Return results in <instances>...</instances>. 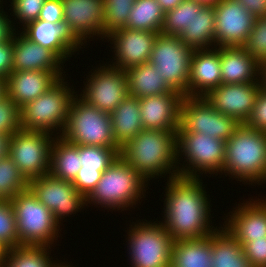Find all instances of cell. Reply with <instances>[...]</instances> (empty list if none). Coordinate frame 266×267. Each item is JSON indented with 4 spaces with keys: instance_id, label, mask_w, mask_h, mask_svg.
Segmentation results:
<instances>
[{
    "instance_id": "ba28073f",
    "label": "cell",
    "mask_w": 266,
    "mask_h": 267,
    "mask_svg": "<svg viewBox=\"0 0 266 267\" xmlns=\"http://www.w3.org/2000/svg\"><path fill=\"white\" fill-rule=\"evenodd\" d=\"M60 136L75 145L119 148L113 136L110 114L86 104L77 95L70 104Z\"/></svg>"
},
{
    "instance_id": "f5cc1de1",
    "label": "cell",
    "mask_w": 266,
    "mask_h": 267,
    "mask_svg": "<svg viewBox=\"0 0 266 267\" xmlns=\"http://www.w3.org/2000/svg\"><path fill=\"white\" fill-rule=\"evenodd\" d=\"M6 96V79L0 77V99Z\"/></svg>"
},
{
    "instance_id": "d4e9b609",
    "label": "cell",
    "mask_w": 266,
    "mask_h": 267,
    "mask_svg": "<svg viewBox=\"0 0 266 267\" xmlns=\"http://www.w3.org/2000/svg\"><path fill=\"white\" fill-rule=\"evenodd\" d=\"M21 29L27 38L53 51L64 63L81 50L66 34L64 24H54L38 19Z\"/></svg>"
},
{
    "instance_id": "bcb514c9",
    "label": "cell",
    "mask_w": 266,
    "mask_h": 267,
    "mask_svg": "<svg viewBox=\"0 0 266 267\" xmlns=\"http://www.w3.org/2000/svg\"><path fill=\"white\" fill-rule=\"evenodd\" d=\"M13 70L12 37L0 44V77L6 79Z\"/></svg>"
},
{
    "instance_id": "277c9868",
    "label": "cell",
    "mask_w": 266,
    "mask_h": 267,
    "mask_svg": "<svg viewBox=\"0 0 266 267\" xmlns=\"http://www.w3.org/2000/svg\"><path fill=\"white\" fill-rule=\"evenodd\" d=\"M148 182L137 173L120 155L102 173L101 179L86 197L88 205L120 212L137 206L145 198ZM128 207V208H127Z\"/></svg>"
},
{
    "instance_id": "ffe728a7",
    "label": "cell",
    "mask_w": 266,
    "mask_h": 267,
    "mask_svg": "<svg viewBox=\"0 0 266 267\" xmlns=\"http://www.w3.org/2000/svg\"><path fill=\"white\" fill-rule=\"evenodd\" d=\"M184 95L171 92L138 99L143 129L177 131Z\"/></svg>"
},
{
    "instance_id": "e0dca14e",
    "label": "cell",
    "mask_w": 266,
    "mask_h": 267,
    "mask_svg": "<svg viewBox=\"0 0 266 267\" xmlns=\"http://www.w3.org/2000/svg\"><path fill=\"white\" fill-rule=\"evenodd\" d=\"M215 46H244L253 29L255 18L239 2L222 0L214 5Z\"/></svg>"
},
{
    "instance_id": "4dcf8cb0",
    "label": "cell",
    "mask_w": 266,
    "mask_h": 267,
    "mask_svg": "<svg viewBox=\"0 0 266 267\" xmlns=\"http://www.w3.org/2000/svg\"><path fill=\"white\" fill-rule=\"evenodd\" d=\"M79 145L55 136L51 147L50 174L58 179L72 182L81 169Z\"/></svg>"
},
{
    "instance_id": "c3c4849f",
    "label": "cell",
    "mask_w": 266,
    "mask_h": 267,
    "mask_svg": "<svg viewBox=\"0 0 266 267\" xmlns=\"http://www.w3.org/2000/svg\"><path fill=\"white\" fill-rule=\"evenodd\" d=\"M242 4L254 18L266 16V0H234Z\"/></svg>"
},
{
    "instance_id": "f35d334b",
    "label": "cell",
    "mask_w": 266,
    "mask_h": 267,
    "mask_svg": "<svg viewBox=\"0 0 266 267\" xmlns=\"http://www.w3.org/2000/svg\"><path fill=\"white\" fill-rule=\"evenodd\" d=\"M243 47L259 63L266 60V16L255 18L253 29Z\"/></svg>"
},
{
    "instance_id": "60d3db41",
    "label": "cell",
    "mask_w": 266,
    "mask_h": 267,
    "mask_svg": "<svg viewBox=\"0 0 266 267\" xmlns=\"http://www.w3.org/2000/svg\"><path fill=\"white\" fill-rule=\"evenodd\" d=\"M11 1L12 15L14 19L20 21L17 24L22 23V28L28 23L38 20L42 6L46 0H9Z\"/></svg>"
},
{
    "instance_id": "30bf717a",
    "label": "cell",
    "mask_w": 266,
    "mask_h": 267,
    "mask_svg": "<svg viewBox=\"0 0 266 267\" xmlns=\"http://www.w3.org/2000/svg\"><path fill=\"white\" fill-rule=\"evenodd\" d=\"M194 49L188 47L179 36L159 33L155 39L149 63L156 67L166 84L184 96H188V80Z\"/></svg>"
},
{
    "instance_id": "8d00e7d4",
    "label": "cell",
    "mask_w": 266,
    "mask_h": 267,
    "mask_svg": "<svg viewBox=\"0 0 266 267\" xmlns=\"http://www.w3.org/2000/svg\"><path fill=\"white\" fill-rule=\"evenodd\" d=\"M136 0H104L105 18L103 23V40L116 29L127 26L129 13Z\"/></svg>"
},
{
    "instance_id": "7bdbcfd3",
    "label": "cell",
    "mask_w": 266,
    "mask_h": 267,
    "mask_svg": "<svg viewBox=\"0 0 266 267\" xmlns=\"http://www.w3.org/2000/svg\"><path fill=\"white\" fill-rule=\"evenodd\" d=\"M245 257L253 267H266V236L264 239H253L248 243H240Z\"/></svg>"
},
{
    "instance_id": "9a60e30c",
    "label": "cell",
    "mask_w": 266,
    "mask_h": 267,
    "mask_svg": "<svg viewBox=\"0 0 266 267\" xmlns=\"http://www.w3.org/2000/svg\"><path fill=\"white\" fill-rule=\"evenodd\" d=\"M66 34L81 49L97 36L103 39L104 0H62Z\"/></svg>"
},
{
    "instance_id": "7a4b0ae2",
    "label": "cell",
    "mask_w": 266,
    "mask_h": 267,
    "mask_svg": "<svg viewBox=\"0 0 266 267\" xmlns=\"http://www.w3.org/2000/svg\"><path fill=\"white\" fill-rule=\"evenodd\" d=\"M119 155L148 183L178 176L177 131L143 129L120 148ZM157 177V178H155Z\"/></svg>"
},
{
    "instance_id": "484cf974",
    "label": "cell",
    "mask_w": 266,
    "mask_h": 267,
    "mask_svg": "<svg viewBox=\"0 0 266 267\" xmlns=\"http://www.w3.org/2000/svg\"><path fill=\"white\" fill-rule=\"evenodd\" d=\"M110 116L113 136L119 148L143 130L139 100L136 97L127 96Z\"/></svg>"
},
{
    "instance_id": "83f0119b",
    "label": "cell",
    "mask_w": 266,
    "mask_h": 267,
    "mask_svg": "<svg viewBox=\"0 0 266 267\" xmlns=\"http://www.w3.org/2000/svg\"><path fill=\"white\" fill-rule=\"evenodd\" d=\"M179 38L194 50L216 47L214 5L193 8V20Z\"/></svg>"
},
{
    "instance_id": "f1b7e54d",
    "label": "cell",
    "mask_w": 266,
    "mask_h": 267,
    "mask_svg": "<svg viewBox=\"0 0 266 267\" xmlns=\"http://www.w3.org/2000/svg\"><path fill=\"white\" fill-rule=\"evenodd\" d=\"M128 93L138 99L171 92L172 89L151 63L146 62L125 70Z\"/></svg>"
},
{
    "instance_id": "9f6ffc18",
    "label": "cell",
    "mask_w": 266,
    "mask_h": 267,
    "mask_svg": "<svg viewBox=\"0 0 266 267\" xmlns=\"http://www.w3.org/2000/svg\"><path fill=\"white\" fill-rule=\"evenodd\" d=\"M4 249L0 246V264L3 262V257H4Z\"/></svg>"
},
{
    "instance_id": "8992f818",
    "label": "cell",
    "mask_w": 266,
    "mask_h": 267,
    "mask_svg": "<svg viewBox=\"0 0 266 267\" xmlns=\"http://www.w3.org/2000/svg\"><path fill=\"white\" fill-rule=\"evenodd\" d=\"M10 202L15 212L18 246L52 247L56 244L60 225L29 188L15 195Z\"/></svg>"
},
{
    "instance_id": "d6986e66",
    "label": "cell",
    "mask_w": 266,
    "mask_h": 267,
    "mask_svg": "<svg viewBox=\"0 0 266 267\" xmlns=\"http://www.w3.org/2000/svg\"><path fill=\"white\" fill-rule=\"evenodd\" d=\"M248 200L238 206L236 204L227 213V218H223L225 221L222 226L240 243L264 239L266 236V197Z\"/></svg>"
},
{
    "instance_id": "ee69618b",
    "label": "cell",
    "mask_w": 266,
    "mask_h": 267,
    "mask_svg": "<svg viewBox=\"0 0 266 267\" xmlns=\"http://www.w3.org/2000/svg\"><path fill=\"white\" fill-rule=\"evenodd\" d=\"M104 171L79 170L72 184L76 190L87 197L97 186Z\"/></svg>"
},
{
    "instance_id": "44dd1931",
    "label": "cell",
    "mask_w": 266,
    "mask_h": 267,
    "mask_svg": "<svg viewBox=\"0 0 266 267\" xmlns=\"http://www.w3.org/2000/svg\"><path fill=\"white\" fill-rule=\"evenodd\" d=\"M63 73L66 72L12 70L6 78V96L22 108L51 88L64 76Z\"/></svg>"
},
{
    "instance_id": "816d5d0a",
    "label": "cell",
    "mask_w": 266,
    "mask_h": 267,
    "mask_svg": "<svg viewBox=\"0 0 266 267\" xmlns=\"http://www.w3.org/2000/svg\"><path fill=\"white\" fill-rule=\"evenodd\" d=\"M260 82L261 87L266 90V60L260 63Z\"/></svg>"
},
{
    "instance_id": "4316f807",
    "label": "cell",
    "mask_w": 266,
    "mask_h": 267,
    "mask_svg": "<svg viewBox=\"0 0 266 267\" xmlns=\"http://www.w3.org/2000/svg\"><path fill=\"white\" fill-rule=\"evenodd\" d=\"M212 234L199 239L176 240L170 267H212Z\"/></svg>"
},
{
    "instance_id": "f546056e",
    "label": "cell",
    "mask_w": 266,
    "mask_h": 267,
    "mask_svg": "<svg viewBox=\"0 0 266 267\" xmlns=\"http://www.w3.org/2000/svg\"><path fill=\"white\" fill-rule=\"evenodd\" d=\"M212 233V267H253L243 247L221 224Z\"/></svg>"
},
{
    "instance_id": "603a6c76",
    "label": "cell",
    "mask_w": 266,
    "mask_h": 267,
    "mask_svg": "<svg viewBox=\"0 0 266 267\" xmlns=\"http://www.w3.org/2000/svg\"><path fill=\"white\" fill-rule=\"evenodd\" d=\"M12 42L13 70L50 72H62L64 70V62L53 51L31 41L21 31L18 30L13 33Z\"/></svg>"
},
{
    "instance_id": "3957f363",
    "label": "cell",
    "mask_w": 266,
    "mask_h": 267,
    "mask_svg": "<svg viewBox=\"0 0 266 267\" xmlns=\"http://www.w3.org/2000/svg\"><path fill=\"white\" fill-rule=\"evenodd\" d=\"M223 173L249 186L266 184V132L239 124L226 141Z\"/></svg>"
},
{
    "instance_id": "f6af8a7d",
    "label": "cell",
    "mask_w": 266,
    "mask_h": 267,
    "mask_svg": "<svg viewBox=\"0 0 266 267\" xmlns=\"http://www.w3.org/2000/svg\"><path fill=\"white\" fill-rule=\"evenodd\" d=\"M38 19L54 24H64L62 0H46Z\"/></svg>"
},
{
    "instance_id": "5bb4252c",
    "label": "cell",
    "mask_w": 266,
    "mask_h": 267,
    "mask_svg": "<svg viewBox=\"0 0 266 267\" xmlns=\"http://www.w3.org/2000/svg\"><path fill=\"white\" fill-rule=\"evenodd\" d=\"M29 189L53 213L59 225L65 217L86 209V197L76 190L72 182L55 178L50 173L30 180Z\"/></svg>"
},
{
    "instance_id": "d6a6232c",
    "label": "cell",
    "mask_w": 266,
    "mask_h": 267,
    "mask_svg": "<svg viewBox=\"0 0 266 267\" xmlns=\"http://www.w3.org/2000/svg\"><path fill=\"white\" fill-rule=\"evenodd\" d=\"M51 247L18 246L4 251L2 267H51ZM50 252V253H49Z\"/></svg>"
},
{
    "instance_id": "74e56055",
    "label": "cell",
    "mask_w": 266,
    "mask_h": 267,
    "mask_svg": "<svg viewBox=\"0 0 266 267\" xmlns=\"http://www.w3.org/2000/svg\"><path fill=\"white\" fill-rule=\"evenodd\" d=\"M0 246L4 250L18 247L15 212L7 200H0Z\"/></svg>"
},
{
    "instance_id": "7402d4cb",
    "label": "cell",
    "mask_w": 266,
    "mask_h": 267,
    "mask_svg": "<svg viewBox=\"0 0 266 267\" xmlns=\"http://www.w3.org/2000/svg\"><path fill=\"white\" fill-rule=\"evenodd\" d=\"M221 84L220 47L194 50L190 64L188 97H204Z\"/></svg>"
},
{
    "instance_id": "db71d44e",
    "label": "cell",
    "mask_w": 266,
    "mask_h": 267,
    "mask_svg": "<svg viewBox=\"0 0 266 267\" xmlns=\"http://www.w3.org/2000/svg\"><path fill=\"white\" fill-rule=\"evenodd\" d=\"M196 1L204 3L205 5H216L217 3H219L222 0H196Z\"/></svg>"
},
{
    "instance_id": "4fadbf2b",
    "label": "cell",
    "mask_w": 266,
    "mask_h": 267,
    "mask_svg": "<svg viewBox=\"0 0 266 267\" xmlns=\"http://www.w3.org/2000/svg\"><path fill=\"white\" fill-rule=\"evenodd\" d=\"M91 69L86 74V82L80 94H76L86 104L111 113L127 96L128 85L125 71L112 67L109 62Z\"/></svg>"
},
{
    "instance_id": "ac0fdd59",
    "label": "cell",
    "mask_w": 266,
    "mask_h": 267,
    "mask_svg": "<svg viewBox=\"0 0 266 267\" xmlns=\"http://www.w3.org/2000/svg\"><path fill=\"white\" fill-rule=\"evenodd\" d=\"M261 82L221 84L204 98L218 112L245 123L251 114Z\"/></svg>"
},
{
    "instance_id": "b9f144b4",
    "label": "cell",
    "mask_w": 266,
    "mask_h": 267,
    "mask_svg": "<svg viewBox=\"0 0 266 267\" xmlns=\"http://www.w3.org/2000/svg\"><path fill=\"white\" fill-rule=\"evenodd\" d=\"M244 124L257 131L266 132V90L262 87L256 96L251 114Z\"/></svg>"
},
{
    "instance_id": "52a82bcc",
    "label": "cell",
    "mask_w": 266,
    "mask_h": 267,
    "mask_svg": "<svg viewBox=\"0 0 266 267\" xmlns=\"http://www.w3.org/2000/svg\"><path fill=\"white\" fill-rule=\"evenodd\" d=\"M225 152L226 142L223 140L201 133H177L178 176L200 178L203 173L221 174Z\"/></svg>"
},
{
    "instance_id": "9c48e42d",
    "label": "cell",
    "mask_w": 266,
    "mask_h": 267,
    "mask_svg": "<svg viewBox=\"0 0 266 267\" xmlns=\"http://www.w3.org/2000/svg\"><path fill=\"white\" fill-rule=\"evenodd\" d=\"M152 222L132 221L127 229L131 267H170L174 241L160 221Z\"/></svg>"
},
{
    "instance_id": "681fc988",
    "label": "cell",
    "mask_w": 266,
    "mask_h": 267,
    "mask_svg": "<svg viewBox=\"0 0 266 267\" xmlns=\"http://www.w3.org/2000/svg\"><path fill=\"white\" fill-rule=\"evenodd\" d=\"M11 135L0 133V160L9 155V142Z\"/></svg>"
},
{
    "instance_id": "1f68e13d",
    "label": "cell",
    "mask_w": 266,
    "mask_h": 267,
    "mask_svg": "<svg viewBox=\"0 0 266 267\" xmlns=\"http://www.w3.org/2000/svg\"><path fill=\"white\" fill-rule=\"evenodd\" d=\"M165 13L157 0H136L126 28L161 33Z\"/></svg>"
},
{
    "instance_id": "6da1fadb",
    "label": "cell",
    "mask_w": 266,
    "mask_h": 267,
    "mask_svg": "<svg viewBox=\"0 0 266 267\" xmlns=\"http://www.w3.org/2000/svg\"><path fill=\"white\" fill-rule=\"evenodd\" d=\"M202 181V178L181 176L167 179L164 220L160 222L173 241L199 239L219 228L211 225V200Z\"/></svg>"
},
{
    "instance_id": "d590c367",
    "label": "cell",
    "mask_w": 266,
    "mask_h": 267,
    "mask_svg": "<svg viewBox=\"0 0 266 267\" xmlns=\"http://www.w3.org/2000/svg\"><path fill=\"white\" fill-rule=\"evenodd\" d=\"M120 148L79 145L82 167L80 170L105 171L117 158Z\"/></svg>"
},
{
    "instance_id": "e575fe53",
    "label": "cell",
    "mask_w": 266,
    "mask_h": 267,
    "mask_svg": "<svg viewBox=\"0 0 266 267\" xmlns=\"http://www.w3.org/2000/svg\"><path fill=\"white\" fill-rule=\"evenodd\" d=\"M205 4L196 0H183L175 9L165 13L161 34L179 36L193 20V8Z\"/></svg>"
},
{
    "instance_id": "5b68a950",
    "label": "cell",
    "mask_w": 266,
    "mask_h": 267,
    "mask_svg": "<svg viewBox=\"0 0 266 267\" xmlns=\"http://www.w3.org/2000/svg\"><path fill=\"white\" fill-rule=\"evenodd\" d=\"M65 78H60L41 96L20 108L23 130L42 131L56 136L62 134L70 104L77 94L73 84L69 86Z\"/></svg>"
},
{
    "instance_id": "f907efd6",
    "label": "cell",
    "mask_w": 266,
    "mask_h": 267,
    "mask_svg": "<svg viewBox=\"0 0 266 267\" xmlns=\"http://www.w3.org/2000/svg\"><path fill=\"white\" fill-rule=\"evenodd\" d=\"M183 0H157L164 13L175 9Z\"/></svg>"
},
{
    "instance_id": "7dc6e473",
    "label": "cell",
    "mask_w": 266,
    "mask_h": 267,
    "mask_svg": "<svg viewBox=\"0 0 266 267\" xmlns=\"http://www.w3.org/2000/svg\"><path fill=\"white\" fill-rule=\"evenodd\" d=\"M2 4L3 0H0V44L8 41L12 37L13 33L18 30L14 25L16 24V21L13 22L10 16L5 13Z\"/></svg>"
},
{
    "instance_id": "836d02e7",
    "label": "cell",
    "mask_w": 266,
    "mask_h": 267,
    "mask_svg": "<svg viewBox=\"0 0 266 267\" xmlns=\"http://www.w3.org/2000/svg\"><path fill=\"white\" fill-rule=\"evenodd\" d=\"M29 188V181L7 155L0 160V200L11 201L15 195Z\"/></svg>"
},
{
    "instance_id": "2e32d148",
    "label": "cell",
    "mask_w": 266,
    "mask_h": 267,
    "mask_svg": "<svg viewBox=\"0 0 266 267\" xmlns=\"http://www.w3.org/2000/svg\"><path fill=\"white\" fill-rule=\"evenodd\" d=\"M158 34L154 31L131 30L126 27L109 33L105 39L113 45L112 58L116 60H112L110 65L125 71L148 62Z\"/></svg>"
},
{
    "instance_id": "cb8c5ba5",
    "label": "cell",
    "mask_w": 266,
    "mask_h": 267,
    "mask_svg": "<svg viewBox=\"0 0 266 267\" xmlns=\"http://www.w3.org/2000/svg\"><path fill=\"white\" fill-rule=\"evenodd\" d=\"M222 84L260 82V63L243 47H220Z\"/></svg>"
},
{
    "instance_id": "11a10c76",
    "label": "cell",
    "mask_w": 266,
    "mask_h": 267,
    "mask_svg": "<svg viewBox=\"0 0 266 267\" xmlns=\"http://www.w3.org/2000/svg\"><path fill=\"white\" fill-rule=\"evenodd\" d=\"M57 260H55V262L52 264V266L51 267H72L70 264L68 265L67 263H65V262H59L60 260H58L57 262H56ZM59 262V263H58Z\"/></svg>"
},
{
    "instance_id": "8fae6325",
    "label": "cell",
    "mask_w": 266,
    "mask_h": 267,
    "mask_svg": "<svg viewBox=\"0 0 266 267\" xmlns=\"http://www.w3.org/2000/svg\"><path fill=\"white\" fill-rule=\"evenodd\" d=\"M54 139L46 132L23 129L11 135L9 156L28 181L49 174Z\"/></svg>"
},
{
    "instance_id": "7c38bea8",
    "label": "cell",
    "mask_w": 266,
    "mask_h": 267,
    "mask_svg": "<svg viewBox=\"0 0 266 267\" xmlns=\"http://www.w3.org/2000/svg\"><path fill=\"white\" fill-rule=\"evenodd\" d=\"M239 123L216 111L204 97L184 96L177 133H201L227 141Z\"/></svg>"
},
{
    "instance_id": "ab89813d",
    "label": "cell",
    "mask_w": 266,
    "mask_h": 267,
    "mask_svg": "<svg viewBox=\"0 0 266 267\" xmlns=\"http://www.w3.org/2000/svg\"><path fill=\"white\" fill-rule=\"evenodd\" d=\"M21 128L20 108L7 96L0 99V133L12 135Z\"/></svg>"
}]
</instances>
